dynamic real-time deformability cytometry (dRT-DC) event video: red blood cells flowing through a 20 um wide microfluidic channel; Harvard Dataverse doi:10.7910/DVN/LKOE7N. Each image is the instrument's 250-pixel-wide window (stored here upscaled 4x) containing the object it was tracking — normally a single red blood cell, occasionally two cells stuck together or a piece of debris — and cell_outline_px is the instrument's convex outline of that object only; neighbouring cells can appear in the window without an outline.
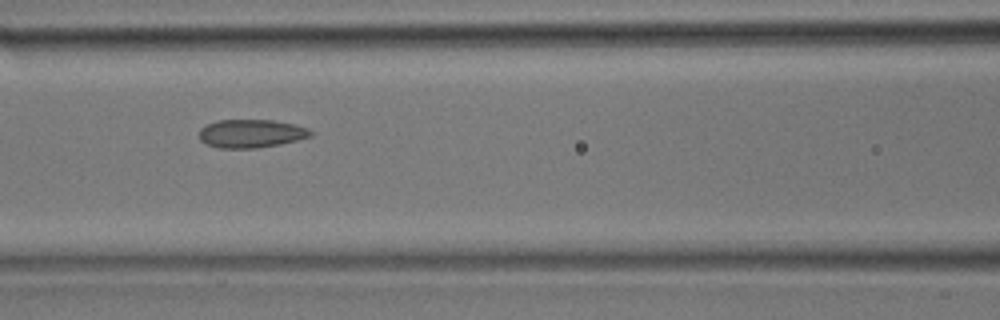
{"species": "common noctule bat (a hibernating species)", "species_latin": "Nyctalus noctula", "temperature_condition": "room temperature", "stored_images_in_passage": 10, "camera_frame_rate_fps": 3000, "um_per_image_px": 0.085, "animal": {"sex": "male", "body_mass_g": 17.9}, "frame": {"image": 1, "passage_image": 5, "time_ms": 1.333, "image_size_px": [1000, 320], "cell_outline_px": [[312, 136], [280, 144], [256, 148], [220, 148], [204, 144], [200, 140], [200, 128], [208, 124], [220, 120], [272, 120], [292, 124], [308, 128], [312, 132]], "centroid_in_image_um": [21.32, 11.36], "position_along_channel_um": 145.3, "area_um2": 18.26}}